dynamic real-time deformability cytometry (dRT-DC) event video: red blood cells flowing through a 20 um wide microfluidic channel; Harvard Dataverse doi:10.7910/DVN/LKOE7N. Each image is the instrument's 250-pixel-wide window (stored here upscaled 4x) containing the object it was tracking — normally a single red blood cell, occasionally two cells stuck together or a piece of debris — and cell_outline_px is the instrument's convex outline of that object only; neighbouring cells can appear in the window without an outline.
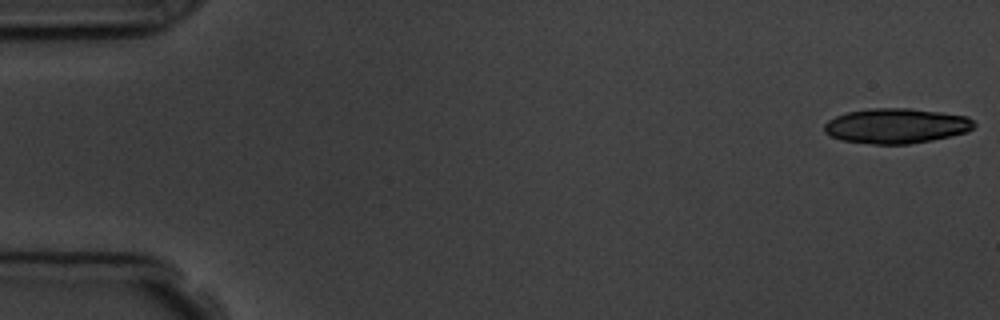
{"species": "common noctule bat (a hibernating species)", "species_latin": "Nyctalus noctula", "temperature_condition": "room temperature", "stored_images_in_passage": 6, "camera_frame_rate_fps": 3000, "um_per_image_px": 0.085, "animal": {"sex": "male", "body_mass_g": 19.5, "forearm_length_mm": 54.6}, "frame": {"image": 1, "passage_image": 1, "time_ms": 0.0, "image_size_px": [1000, 320], "cell_outline_px": [[976, 124], [968, 132], [932, 140], [908, 144], [872, 144], [840, 140], [824, 132], [824, 124], [828, 120], [836, 116], [848, 112], [868, 108], [908, 108], [940, 112], [968, 116]], "centroid_in_image_um": [76.18, 10.7], "position_along_channel_um": 8.8, "area_um2": 30.63}}
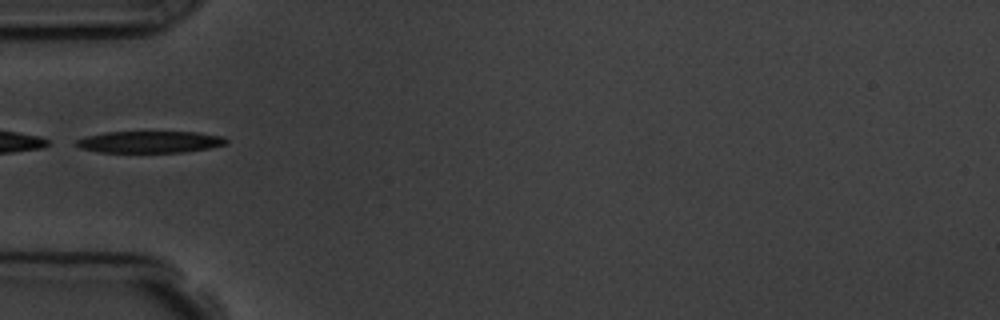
{"frame": {"image": 2, "passage_image": 6, "time_ms": 5.667, "image_size_px": [1000, 320], "cell_outline_px": [[228, 144], [212, 148], [184, 152], [100, 152], [80, 148], [76, 144], [76, 140], [88, 136], [104, 132], [196, 132], [224, 136], [228, 140]], "centroid_in_image_um": [12.81, 12.06], "position_along_channel_um": 72.2, "area_um2": 19.07}}